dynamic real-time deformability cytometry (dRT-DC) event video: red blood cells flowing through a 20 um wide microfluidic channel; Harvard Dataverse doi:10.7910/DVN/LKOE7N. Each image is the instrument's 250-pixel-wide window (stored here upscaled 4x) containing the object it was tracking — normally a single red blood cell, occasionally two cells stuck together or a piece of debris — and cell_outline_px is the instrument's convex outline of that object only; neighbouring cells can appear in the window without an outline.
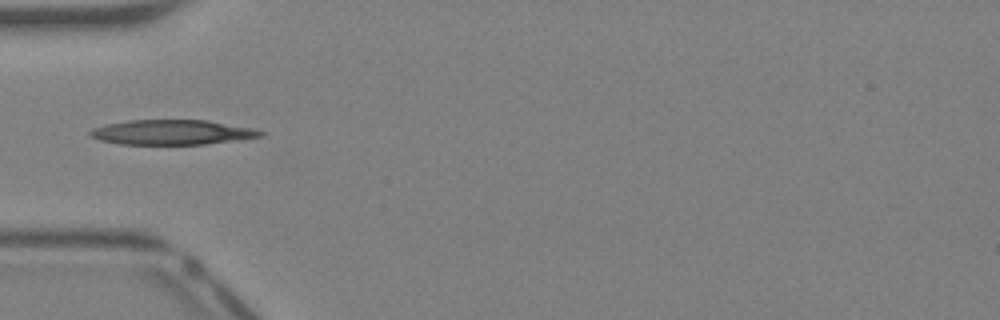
{"species": "Egyptian fruit bat (a non-hibernating species)", "species_latin": "Rousettus aegyptiacus", "temperature_condition": "warm", "stored_images_in_passage": 28, "camera_frame_rate_fps": 3000, "um_per_image_px": 0.085, "animal": {"sex": "female"}, "frame": {"image": 1, "passage_image": 1, "time_ms": 0.0, "image_size_px": [1000, 320], "cell_outline_px": [[264, 136], [236, 140], [204, 144], [120, 144], [100, 140], [88, 136], [88, 132], [92, 128], [104, 124], [128, 120], [208, 120], [252, 128], [264, 132]], "centroid_in_image_um": [14.57, 11.24], "position_along_channel_um": 70.4, "area_um2": 24.74}}
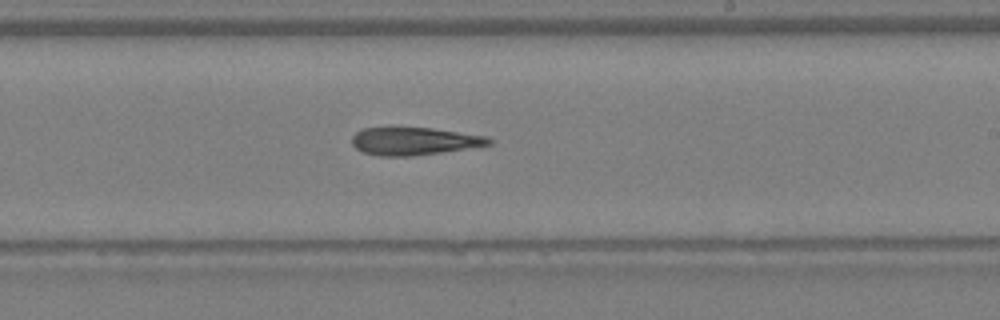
{"frame": {"image": 2, "passage_image": 12, "time_ms": 3.667, "image_size_px": [1000, 320], "cell_outline_px": [[496, 140], [492, 144], [440, 152], [412, 156], [380, 156], [364, 152], [356, 148], [352, 144], [352, 136], [356, 132], [364, 128], [432, 128], [488, 136]], "centroid_in_image_um": [35.23, 11.99], "position_along_channel_um": 253.8, "area_um2": 21.96}}
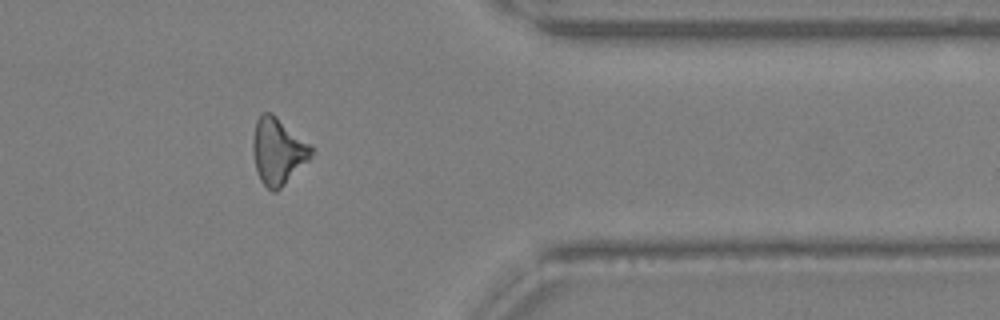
{"frame": {"image": 3, "passage_image": 21, "time_ms": 6.667, "image_size_px": [1000, 320], "cell_outline_px": [[316, 148], [312, 156], [276, 192], [272, 192], [260, 180], [256, 168], [252, 152], [252, 140], [256, 120], [260, 112], [272, 112], [312, 144]], "centroid_in_image_um": [23.64, 12.8], "position_along_channel_um": 387.8, "area_um2": 22.95}}